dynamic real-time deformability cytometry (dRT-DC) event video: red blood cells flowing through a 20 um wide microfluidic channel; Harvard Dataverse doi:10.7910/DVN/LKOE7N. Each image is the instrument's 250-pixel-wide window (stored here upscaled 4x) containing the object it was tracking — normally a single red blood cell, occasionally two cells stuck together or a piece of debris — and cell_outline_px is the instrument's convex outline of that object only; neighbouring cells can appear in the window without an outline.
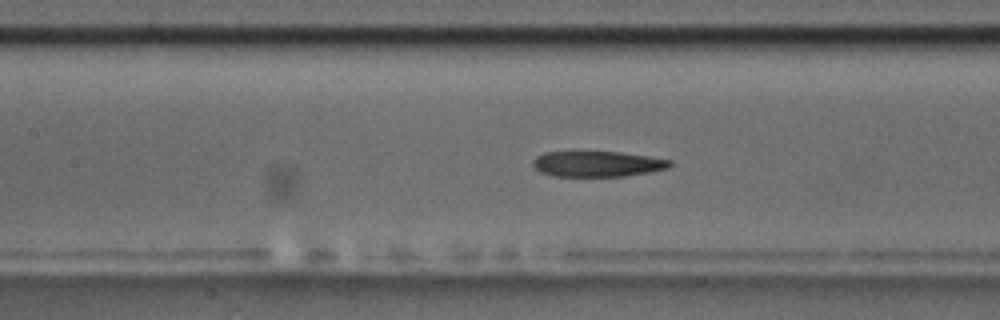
{"species": "common noctule bat (a hibernating species)", "species_latin": "Nyctalus noctula", "temperature_condition": "room temperature", "stored_images_in_passage": 56, "camera_frame_rate_fps": 3000, "um_per_image_px": 0.085, "animal": {"sex": "male", "body_mass_g": 17.5, "forearm_length_mm": 52.3}, "frame": {"image": 1, "passage_image": 24, "time_ms": 7.667, "image_size_px": [1000, 320], "cell_outline_px": [[672, 164], [668, 168], [648, 172], [624, 176], [552, 176], [540, 172], [532, 164], [532, 160], [536, 156], [544, 152], [620, 152], [648, 156], [672, 160]], "centroid_in_image_um": [50.76, 13.93], "position_along_channel_um": 156.6, "area_um2": 20.4}}
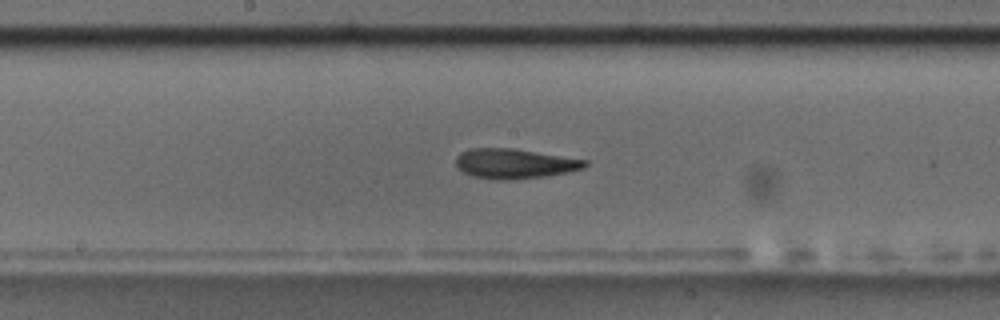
{"frame": {"image": 2, "passage_image": 28, "time_ms": 9.0, "image_size_px": [1000, 320], "cell_outline_px": [[588, 164], [584, 168], [544, 176], [504, 180], [500, 180], [472, 176], [464, 172], [456, 164], [456, 156], [460, 152], [468, 148], [516, 148], [588, 160]], "centroid_in_image_um": [43.72, 13.88], "position_along_channel_um": 204.5, "area_um2": 22.37}}
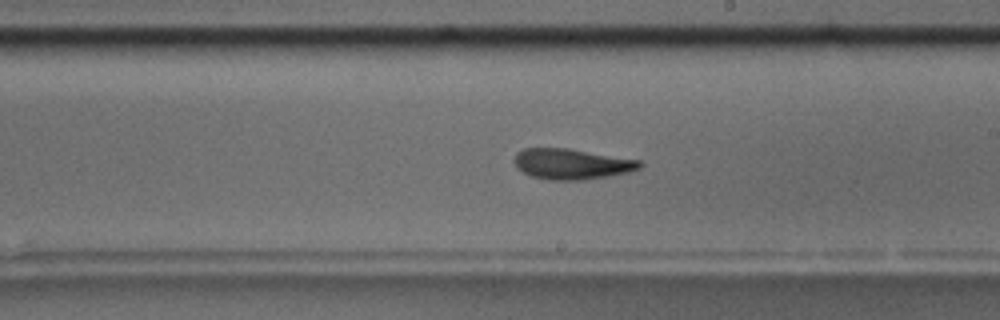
{"frame": {"image": 3, "passage_image": 31, "time_ms": 10.0, "image_size_px": [1000, 320], "cell_outline_px": [[644, 164], [640, 168], [628, 172], [608, 176], [584, 180], [548, 180], [532, 176], [516, 168], [512, 160], [516, 152], [524, 148], [568, 148], [640, 160]], "centroid_in_image_um": [48.56, 13.93], "position_along_channel_um": 240.4, "area_um2": 22.54}, "authors_computed_cell_mechanics": {"area_um2": 21.964, "velocity_mm_per_s": 3.6087, "shape_relaxation_time_tau1_ms": 6.0372, "shape_relaxation_time_tau2_ms": 3.8257, "deformation_change_tau1": 0.1896, "deformation_change_tau2": 0.1233}}